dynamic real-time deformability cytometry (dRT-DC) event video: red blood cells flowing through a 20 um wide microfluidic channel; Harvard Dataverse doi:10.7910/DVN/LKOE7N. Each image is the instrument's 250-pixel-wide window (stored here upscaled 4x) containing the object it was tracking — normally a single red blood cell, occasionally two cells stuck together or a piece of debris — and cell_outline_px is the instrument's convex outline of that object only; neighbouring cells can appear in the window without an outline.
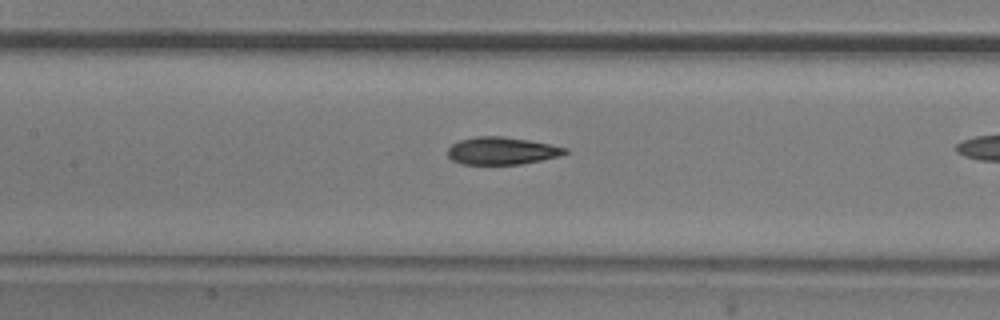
{"species": "common noctule bat (a hibernating species)", "species_latin": "Nyctalus noctula", "temperature_condition": "room temperature", "stored_images_in_passage": 28, "camera_frame_rate_fps": 3000, "um_per_image_px": 0.085, "animal": {"sex": "male", "body_mass_g": 20.5, "forearm_length_mm": 52.5}, "frame": {"image": 1, "passage_image": 24, "time_ms": 7.667, "image_size_px": [1000, 320], "cell_outline_px": [[568, 152], [560, 156], [520, 164], [460, 164], [452, 160], [448, 156], [448, 148], [452, 144], [460, 140], [476, 136], [500, 136], [528, 140], [552, 144], [568, 148]], "centroid_in_image_um": [42.66, 12.82], "position_along_channel_um": 164.7, "area_um2": 18.79}}